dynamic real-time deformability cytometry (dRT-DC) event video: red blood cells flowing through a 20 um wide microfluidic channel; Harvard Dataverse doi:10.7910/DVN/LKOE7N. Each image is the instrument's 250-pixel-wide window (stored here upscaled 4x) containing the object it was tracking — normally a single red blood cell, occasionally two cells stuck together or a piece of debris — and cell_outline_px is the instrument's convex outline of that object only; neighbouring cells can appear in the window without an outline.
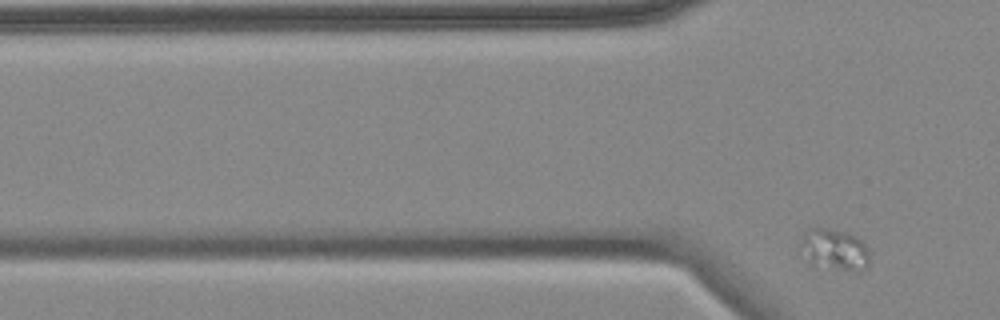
{"species": "common noctule bat (a hibernating species)", "species_latin": "Nyctalus noctula", "temperature_condition": "cold", "stored_images_in_passage": 7, "segment_of_instrument_passage": [2, 2], "camera_frame_rate_fps": 3000, "um_per_image_px": 0.085, "animal": {"sex": "female", "body_mass_g": 18.4}, "frame": {"image": 1, "passage_image": 7, "time_ms": 7.0, "image_size_px": [1000, 320], "cell_outline_px": [[868, 268], [864, 272], [860, 272], [812, 264], [808, 260], [800, 244], [800, 240], [804, 232], [812, 228], [828, 228], [848, 232], [864, 240], [868, 248]], "centroid_in_image_um": [71.0, 21.19], "position_along_channel_um": 54.8, "area_um2": 16.7}}